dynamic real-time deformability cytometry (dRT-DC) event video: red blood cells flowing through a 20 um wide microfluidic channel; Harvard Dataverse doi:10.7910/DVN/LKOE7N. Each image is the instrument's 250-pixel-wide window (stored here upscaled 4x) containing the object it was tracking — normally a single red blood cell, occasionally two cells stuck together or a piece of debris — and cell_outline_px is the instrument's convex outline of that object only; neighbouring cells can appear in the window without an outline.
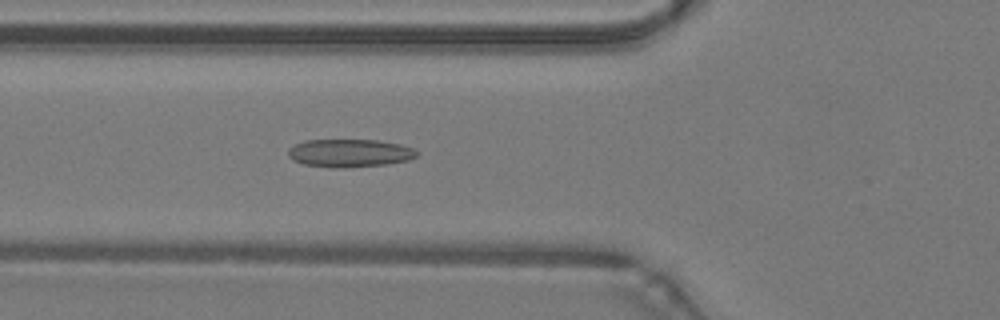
{"species": "common noctule bat (a hibernating species)", "species_latin": "Nyctalus noctula", "temperature_condition": "warm", "stored_images_in_passage": 41, "camera_frame_rate_fps": 3000, "um_per_image_px": 0.085, "animal": {"sex": "male", "body_mass_g": 19.2, "forearm_length_mm": 51.8}, "frame": {"image": 1, "passage_image": 11, "time_ms": 3.333, "image_size_px": [1000, 320], "cell_outline_px": [[420, 152], [416, 156], [408, 160], [388, 164], [340, 168], [304, 164], [292, 160], [288, 156], [288, 148], [304, 140], [376, 140], [400, 144], [412, 148]], "centroid_in_image_um": [29.72, 13.01], "position_along_channel_um": 96.1, "area_um2": 20.92}}
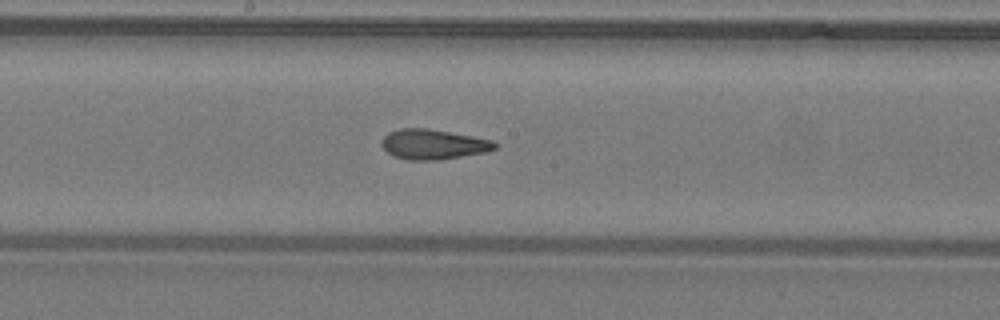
{"frame": {"image": 2, "passage_image": 19, "time_ms": 6.0, "image_size_px": [1000, 320], "cell_outline_px": [[496, 148], [488, 152], [440, 160], [408, 160], [392, 156], [380, 144], [384, 136], [388, 132], [400, 128], [424, 128], [472, 136], [492, 140], [496, 144]], "centroid_in_image_um": [36.81, 12.28], "position_along_channel_um": 211.4, "area_um2": 19.83}}
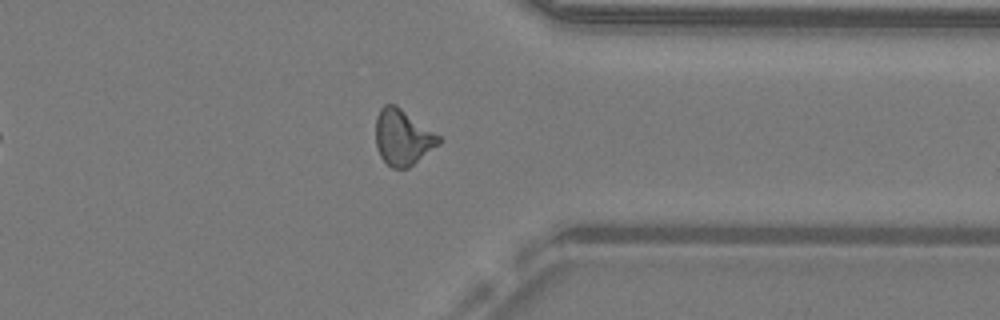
{"frame": {"image": 3, "passage_image": 31, "time_ms": 10.0, "image_size_px": [1000, 320], "cell_outline_px": [[440, 144], [408, 168], [392, 168], [380, 156], [376, 148], [376, 116], [380, 108], [384, 104], [396, 104], [440, 136]], "centroid_in_image_um": [34.21, 11.66], "position_along_channel_um": 377.2, "area_um2": 20.46}, "authors_computed_cell_mechanics": {"area_um2": 19.8832, "velocity_mm_per_s": 4.3062, "shape_relaxation_time_tau1_ms": null, "shape_relaxation_time_tau2_ms": 1.3499, "deformation_change_tau1": null, "deformation_change_tau2": 0.0898}}